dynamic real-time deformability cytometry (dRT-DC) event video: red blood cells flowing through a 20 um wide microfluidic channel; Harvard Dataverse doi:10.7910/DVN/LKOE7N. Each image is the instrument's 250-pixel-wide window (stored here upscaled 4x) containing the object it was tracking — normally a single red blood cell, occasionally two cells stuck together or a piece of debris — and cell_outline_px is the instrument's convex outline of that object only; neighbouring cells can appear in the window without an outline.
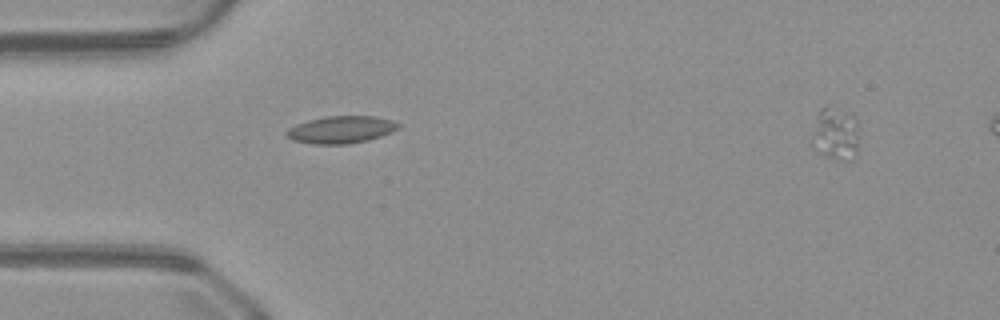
{"species": "common noctule bat (a hibernating species)", "species_latin": "Nyctalus noctula", "temperature_condition": "warm", "stored_images_in_passage": 36, "camera_frame_rate_fps": 3000, "um_per_image_px": 0.085, "animal": {"sex": "male", "body_mass_g": 23.1, "forearm_length_mm": 52.7}, "frame": {"image": 1, "passage_image": 2, "time_ms": 0.333, "image_size_px": [1000, 320], "cell_outline_px": [[400, 128], [392, 132], [368, 140], [348, 144], [312, 144], [292, 140], [284, 132], [288, 128], [296, 124], [308, 120], [324, 116], [376, 116], [392, 120], [400, 124]], "centroid_in_image_um": [28.99, 11.01], "position_along_channel_um": 56.0, "area_um2": 17.92}}
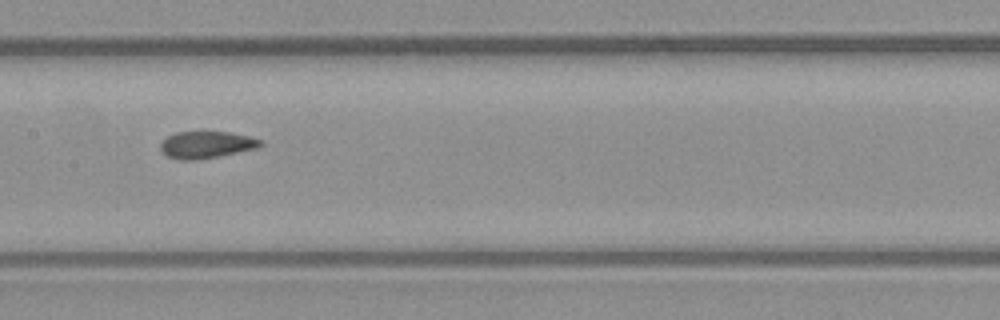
{"frame": {"image": 2, "passage_image": 12, "time_ms": 3.667, "image_size_px": [1000, 320], "cell_outline_px": [[264, 144], [260, 148], [220, 156], [196, 160], [180, 160], [168, 156], [160, 148], [160, 144], [168, 136], [176, 132], [228, 132], [248, 136], [264, 140]], "centroid_in_image_um": [17.61, 12.31], "position_along_channel_um": 189.8, "area_um2": 15.78}}
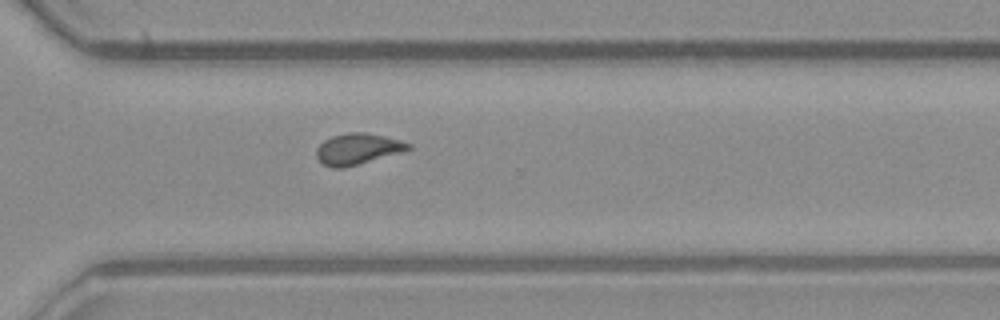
{"frame": {"image": 3, "passage_image": 23, "time_ms": 7.333, "image_size_px": [1000, 320], "cell_outline_px": [[412, 148], [400, 152], [344, 168], [332, 168], [324, 164], [316, 156], [316, 148], [324, 140], [332, 136], [348, 132], [364, 132], [384, 136], [412, 144]], "centroid_in_image_um": [30.37, 12.65], "position_along_channel_um": 340.2, "area_um2": 16.42}}